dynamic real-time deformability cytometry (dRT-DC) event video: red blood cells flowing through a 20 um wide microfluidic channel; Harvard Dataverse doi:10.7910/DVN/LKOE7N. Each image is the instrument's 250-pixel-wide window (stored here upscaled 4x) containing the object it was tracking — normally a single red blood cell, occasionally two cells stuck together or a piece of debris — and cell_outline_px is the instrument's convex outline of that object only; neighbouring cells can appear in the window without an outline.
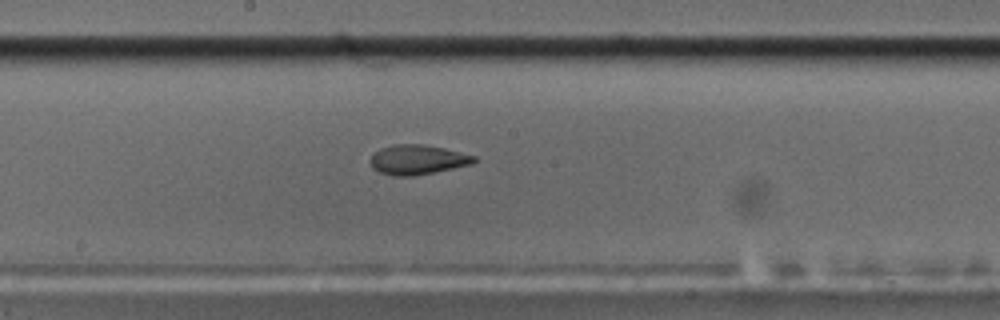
{"species": "common noctule bat (a hibernating species)", "species_latin": "Nyctalus noctula", "temperature_condition": "cold", "stored_images_in_passage": 40, "camera_frame_rate_fps": 3000, "um_per_image_px": 0.085, "animal": {"sex": "male", "body_mass_g": 17.5, "forearm_length_mm": 52.3}, "frame": {"image": 1, "passage_image": 14, "time_ms": 4.333, "image_size_px": [1000, 320], "cell_outline_px": [[476, 160], [472, 164], [412, 176], [392, 176], [380, 172], [372, 168], [368, 160], [380, 148], [392, 144], [424, 144], [444, 148], [476, 156]], "centroid_in_image_um": [35.45, 13.56], "position_along_channel_um": 212.8, "area_um2": 17.92}}
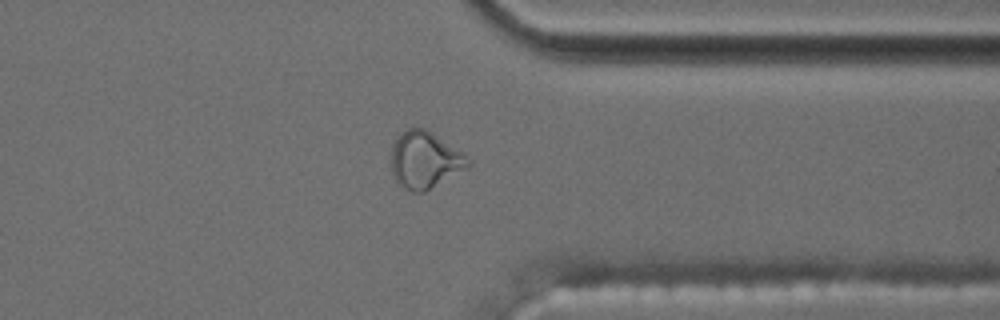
{"frame": {"image": 2, "passage_image": 28, "time_ms": 9.0, "image_size_px": [1000, 320], "cell_outline_px": [[472, 164], [468, 168], [424, 192], [412, 192], [404, 188], [396, 180], [392, 172], [392, 144], [396, 136], [408, 128], [424, 128], [472, 160]], "centroid_in_image_um": [36.1, 13.61], "position_along_channel_um": 375.3, "area_um2": 25.14}}
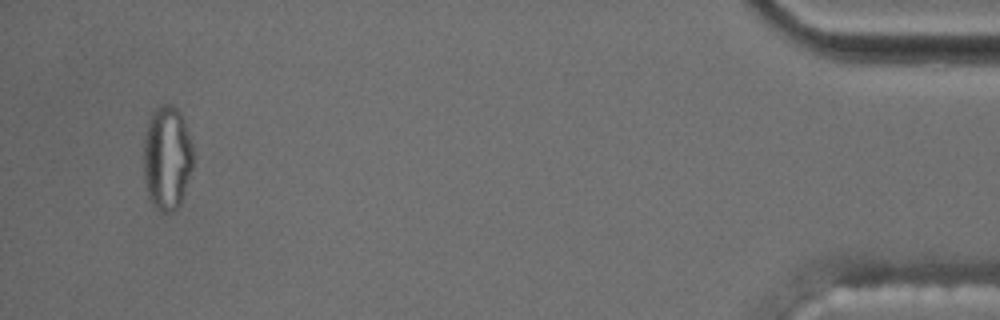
{"frame": {"image": 3, "passage_image": 38, "time_ms": 12.333, "image_size_px": [1000, 320], "cell_outline_px": [[192, 168], [180, 204], [172, 212], [164, 212], [156, 208], [148, 196], [144, 180], [144, 136], [148, 120], [152, 112], [160, 104], [172, 104], [184, 116], [192, 144]], "centroid_in_image_um": [14.19, 13.38], "position_along_channel_um": 421.0, "area_um2": 30.29}, "authors_computed_cell_mechanics": {"area_um2": 18.4382, "velocity_mm_per_s": 3.5464, "shape_relaxation_time_tau1_ms": null, "shape_relaxation_time_tau2_ms": 3.4429, "deformation_change_tau1": null, "deformation_change_tau2": 0.1025}}